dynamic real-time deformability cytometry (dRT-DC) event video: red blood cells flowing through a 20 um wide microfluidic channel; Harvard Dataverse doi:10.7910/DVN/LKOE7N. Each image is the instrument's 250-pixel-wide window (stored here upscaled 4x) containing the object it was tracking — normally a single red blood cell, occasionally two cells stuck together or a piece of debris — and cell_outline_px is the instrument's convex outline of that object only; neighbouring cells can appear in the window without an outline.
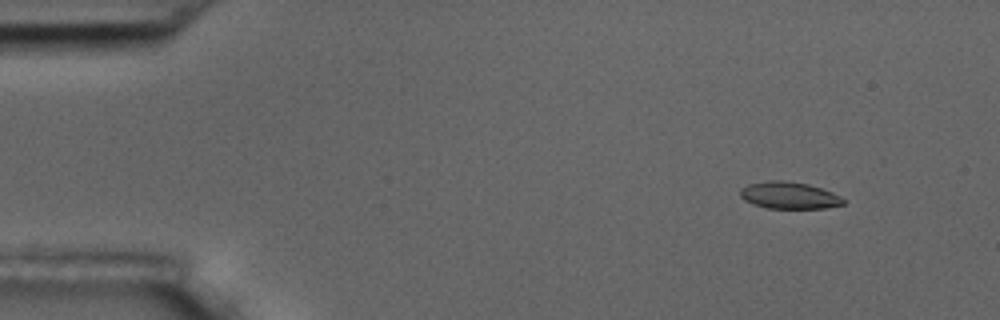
{"species": "common noctule bat (a hibernating species)", "species_latin": "Nyctalus noctula", "temperature_condition": "room temperature", "stored_images_in_passage": 5, "camera_frame_rate_fps": 3000, "um_per_image_px": 0.085, "animal": {"sex": "male", "body_mass_g": 17.5, "forearm_length_mm": 52.3}, "frame": {"image": 1, "passage_image": 2, "time_ms": 1.0, "image_size_px": [1000, 320], "cell_outline_px": [[848, 200], [844, 204], [824, 208], [768, 208], [752, 204], [744, 200], [740, 196], [740, 188], [748, 184], [768, 180], [784, 180], [808, 184], [832, 192]], "centroid_in_image_um": [67.07, 16.6], "position_along_channel_um": 17.9, "area_um2": 16.3}}
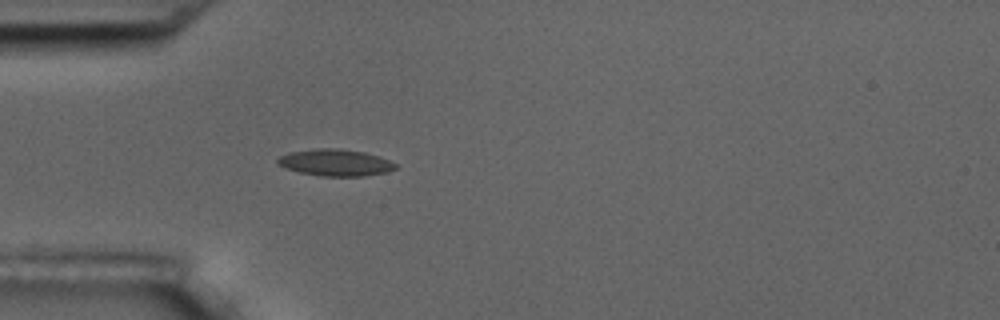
{"frame": {"image": 2, "passage_image": 5, "time_ms": 4.667, "image_size_px": [1000, 320], "cell_outline_px": [[396, 168], [388, 172], [360, 176], [320, 176], [300, 172], [288, 168], [280, 164], [276, 160], [280, 156], [288, 152], [316, 148], [336, 148], [364, 152], [380, 156], [396, 164]], "centroid_in_image_um": [28.52, 13.81], "position_along_channel_um": 56.5, "area_um2": 18.21}}